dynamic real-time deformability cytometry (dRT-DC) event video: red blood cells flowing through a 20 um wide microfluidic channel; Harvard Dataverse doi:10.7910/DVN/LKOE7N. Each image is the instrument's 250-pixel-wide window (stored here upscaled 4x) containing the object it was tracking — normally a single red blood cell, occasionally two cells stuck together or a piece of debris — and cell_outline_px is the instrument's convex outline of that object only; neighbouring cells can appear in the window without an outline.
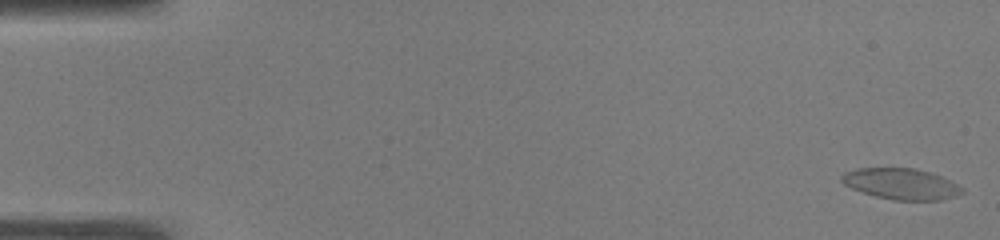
{"species": "common noctule bat (a hibernating species)", "species_latin": "Nyctalus noctula", "temperature_condition": "warm", "stored_images_in_passage": 55, "camera_frame_rate_fps": 3000, "um_per_image_px": 0.085, "animal": {"sex": "male", "body_mass_g": 19.0, "forearm_length_mm": 50.8}, "frame": {"image": 1, "passage_image": 1, "time_ms": 0.0, "image_size_px": [1000, 240], "cell_outline_px": [[964, 192], [956, 196], [940, 200], [896, 200], [876, 196], [852, 188], [844, 184], [840, 180], [840, 176], [844, 172], [856, 168], [912, 168], [928, 172], [940, 176], [964, 188]], "centroid_in_image_um": [76.58, 15.63], "position_along_channel_um": 8.4, "area_um2": 21.56}}
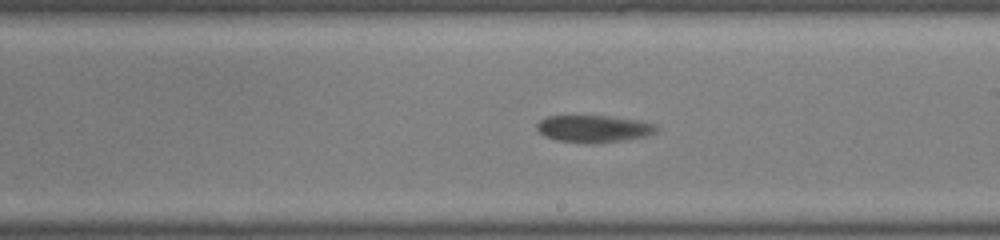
{"frame": {"image": 2, "passage_image": 32, "time_ms": 10.333, "image_size_px": [1000, 240], "cell_outline_px": [[660, 128], [656, 132], [648, 136], [600, 144], [584, 144], [556, 140], [544, 136], [536, 128], [536, 124], [540, 120], [548, 116], [608, 116], [640, 120], [656, 124]], "centroid_in_image_um": [50.5, 10.96], "position_along_channel_um": 238.5, "area_um2": 19.36}}
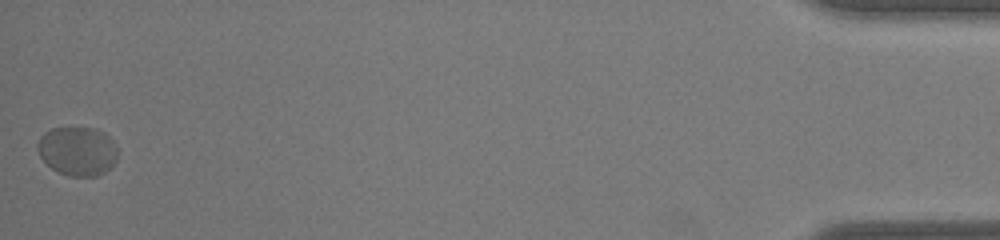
{"frame": {"image": 3, "passage_image": 55, "time_ms": 18.0, "image_size_px": [1000, 240], "cell_outline_px": [[116, 160], [104, 172], [96, 176], [68, 176], [52, 168], [40, 156], [36, 148], [36, 144], [40, 136], [44, 132], [52, 128], [92, 128], [104, 132], [112, 140], [116, 148]], "centroid_in_image_um": [6.55, 12.83], "position_along_channel_um": 428.6, "area_um2": 22.66}}